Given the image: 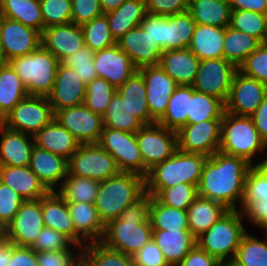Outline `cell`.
I'll return each instance as SVG.
<instances>
[{"label": "cell", "mask_w": 267, "mask_h": 266, "mask_svg": "<svg viewBox=\"0 0 267 266\" xmlns=\"http://www.w3.org/2000/svg\"><path fill=\"white\" fill-rule=\"evenodd\" d=\"M225 28L197 24L189 49L200 59H218L223 56Z\"/></svg>", "instance_id": "34"}, {"label": "cell", "mask_w": 267, "mask_h": 266, "mask_svg": "<svg viewBox=\"0 0 267 266\" xmlns=\"http://www.w3.org/2000/svg\"><path fill=\"white\" fill-rule=\"evenodd\" d=\"M197 196L198 188L196 185L180 183L164 188L156 198L166 206L187 211Z\"/></svg>", "instance_id": "51"}, {"label": "cell", "mask_w": 267, "mask_h": 266, "mask_svg": "<svg viewBox=\"0 0 267 266\" xmlns=\"http://www.w3.org/2000/svg\"><path fill=\"white\" fill-rule=\"evenodd\" d=\"M228 211L224 204L198 195L187 209L189 231L197 239Z\"/></svg>", "instance_id": "31"}, {"label": "cell", "mask_w": 267, "mask_h": 266, "mask_svg": "<svg viewBox=\"0 0 267 266\" xmlns=\"http://www.w3.org/2000/svg\"><path fill=\"white\" fill-rule=\"evenodd\" d=\"M100 181L68 174L57 193L66 203H93L98 195Z\"/></svg>", "instance_id": "43"}, {"label": "cell", "mask_w": 267, "mask_h": 266, "mask_svg": "<svg viewBox=\"0 0 267 266\" xmlns=\"http://www.w3.org/2000/svg\"><path fill=\"white\" fill-rule=\"evenodd\" d=\"M0 166H29L34 147L32 135L6 128L0 123Z\"/></svg>", "instance_id": "25"}, {"label": "cell", "mask_w": 267, "mask_h": 266, "mask_svg": "<svg viewBox=\"0 0 267 266\" xmlns=\"http://www.w3.org/2000/svg\"><path fill=\"white\" fill-rule=\"evenodd\" d=\"M141 28L149 34L155 43L165 51V16L146 13L140 23Z\"/></svg>", "instance_id": "61"}, {"label": "cell", "mask_w": 267, "mask_h": 266, "mask_svg": "<svg viewBox=\"0 0 267 266\" xmlns=\"http://www.w3.org/2000/svg\"><path fill=\"white\" fill-rule=\"evenodd\" d=\"M232 10H248L266 14L265 0H228Z\"/></svg>", "instance_id": "66"}, {"label": "cell", "mask_w": 267, "mask_h": 266, "mask_svg": "<svg viewBox=\"0 0 267 266\" xmlns=\"http://www.w3.org/2000/svg\"><path fill=\"white\" fill-rule=\"evenodd\" d=\"M75 231L86 241L101 242L105 233V225L100 220L93 203H67Z\"/></svg>", "instance_id": "30"}, {"label": "cell", "mask_w": 267, "mask_h": 266, "mask_svg": "<svg viewBox=\"0 0 267 266\" xmlns=\"http://www.w3.org/2000/svg\"><path fill=\"white\" fill-rule=\"evenodd\" d=\"M265 2H266V15H267V0H265Z\"/></svg>", "instance_id": "71"}, {"label": "cell", "mask_w": 267, "mask_h": 266, "mask_svg": "<svg viewBox=\"0 0 267 266\" xmlns=\"http://www.w3.org/2000/svg\"><path fill=\"white\" fill-rule=\"evenodd\" d=\"M72 244L78 249H83V246L74 244L63 233L57 232L52 228L44 227L30 248L35 252L69 250L73 247Z\"/></svg>", "instance_id": "55"}, {"label": "cell", "mask_w": 267, "mask_h": 266, "mask_svg": "<svg viewBox=\"0 0 267 266\" xmlns=\"http://www.w3.org/2000/svg\"><path fill=\"white\" fill-rule=\"evenodd\" d=\"M267 199V164L253 165L249 168L244 186V195L240 211H243L253 201Z\"/></svg>", "instance_id": "50"}, {"label": "cell", "mask_w": 267, "mask_h": 266, "mask_svg": "<svg viewBox=\"0 0 267 266\" xmlns=\"http://www.w3.org/2000/svg\"><path fill=\"white\" fill-rule=\"evenodd\" d=\"M260 44L261 42L254 36L227 26L223 41V56L238 68Z\"/></svg>", "instance_id": "39"}, {"label": "cell", "mask_w": 267, "mask_h": 266, "mask_svg": "<svg viewBox=\"0 0 267 266\" xmlns=\"http://www.w3.org/2000/svg\"><path fill=\"white\" fill-rule=\"evenodd\" d=\"M136 141L148 171L156 164L170 158L178 150L177 132L159 123L143 125L136 132Z\"/></svg>", "instance_id": "11"}, {"label": "cell", "mask_w": 267, "mask_h": 266, "mask_svg": "<svg viewBox=\"0 0 267 266\" xmlns=\"http://www.w3.org/2000/svg\"><path fill=\"white\" fill-rule=\"evenodd\" d=\"M12 257V243L0 234V266H9Z\"/></svg>", "instance_id": "67"}, {"label": "cell", "mask_w": 267, "mask_h": 266, "mask_svg": "<svg viewBox=\"0 0 267 266\" xmlns=\"http://www.w3.org/2000/svg\"><path fill=\"white\" fill-rule=\"evenodd\" d=\"M34 145L58 154L67 160L76 152L80 142L55 118L34 136Z\"/></svg>", "instance_id": "29"}, {"label": "cell", "mask_w": 267, "mask_h": 266, "mask_svg": "<svg viewBox=\"0 0 267 266\" xmlns=\"http://www.w3.org/2000/svg\"><path fill=\"white\" fill-rule=\"evenodd\" d=\"M219 266H242L235 259L219 261Z\"/></svg>", "instance_id": "69"}, {"label": "cell", "mask_w": 267, "mask_h": 266, "mask_svg": "<svg viewBox=\"0 0 267 266\" xmlns=\"http://www.w3.org/2000/svg\"><path fill=\"white\" fill-rule=\"evenodd\" d=\"M251 117L262 140L267 145V96Z\"/></svg>", "instance_id": "65"}, {"label": "cell", "mask_w": 267, "mask_h": 266, "mask_svg": "<svg viewBox=\"0 0 267 266\" xmlns=\"http://www.w3.org/2000/svg\"><path fill=\"white\" fill-rule=\"evenodd\" d=\"M207 158L202 154L185 153L178 149L170 158L149 170L145 177V193L156 197L164 188L180 183L198 187Z\"/></svg>", "instance_id": "4"}, {"label": "cell", "mask_w": 267, "mask_h": 266, "mask_svg": "<svg viewBox=\"0 0 267 266\" xmlns=\"http://www.w3.org/2000/svg\"><path fill=\"white\" fill-rule=\"evenodd\" d=\"M0 16L19 21L40 33L44 29L39 0H0Z\"/></svg>", "instance_id": "38"}, {"label": "cell", "mask_w": 267, "mask_h": 266, "mask_svg": "<svg viewBox=\"0 0 267 266\" xmlns=\"http://www.w3.org/2000/svg\"><path fill=\"white\" fill-rule=\"evenodd\" d=\"M98 144L112 155L120 172L147 176L149 171L144 166L136 133L104 127Z\"/></svg>", "instance_id": "10"}, {"label": "cell", "mask_w": 267, "mask_h": 266, "mask_svg": "<svg viewBox=\"0 0 267 266\" xmlns=\"http://www.w3.org/2000/svg\"><path fill=\"white\" fill-rule=\"evenodd\" d=\"M149 216L150 195L145 193L105 226L101 242L112 250L133 256L152 240Z\"/></svg>", "instance_id": "2"}, {"label": "cell", "mask_w": 267, "mask_h": 266, "mask_svg": "<svg viewBox=\"0 0 267 266\" xmlns=\"http://www.w3.org/2000/svg\"><path fill=\"white\" fill-rule=\"evenodd\" d=\"M77 256L72 249L36 252L38 266H83V249L78 250Z\"/></svg>", "instance_id": "57"}, {"label": "cell", "mask_w": 267, "mask_h": 266, "mask_svg": "<svg viewBox=\"0 0 267 266\" xmlns=\"http://www.w3.org/2000/svg\"><path fill=\"white\" fill-rule=\"evenodd\" d=\"M252 165L245 159L220 151L208 157L199 183L198 195L236 210L242 202L245 178Z\"/></svg>", "instance_id": "1"}, {"label": "cell", "mask_w": 267, "mask_h": 266, "mask_svg": "<svg viewBox=\"0 0 267 266\" xmlns=\"http://www.w3.org/2000/svg\"><path fill=\"white\" fill-rule=\"evenodd\" d=\"M42 218L44 227L63 233L74 244L83 247L87 244L75 231L68 205L57 191L48 192L42 197Z\"/></svg>", "instance_id": "24"}, {"label": "cell", "mask_w": 267, "mask_h": 266, "mask_svg": "<svg viewBox=\"0 0 267 266\" xmlns=\"http://www.w3.org/2000/svg\"><path fill=\"white\" fill-rule=\"evenodd\" d=\"M177 266H219V261L196 244Z\"/></svg>", "instance_id": "63"}, {"label": "cell", "mask_w": 267, "mask_h": 266, "mask_svg": "<svg viewBox=\"0 0 267 266\" xmlns=\"http://www.w3.org/2000/svg\"><path fill=\"white\" fill-rule=\"evenodd\" d=\"M23 202L13 189L0 182V233L13 220Z\"/></svg>", "instance_id": "56"}, {"label": "cell", "mask_w": 267, "mask_h": 266, "mask_svg": "<svg viewBox=\"0 0 267 266\" xmlns=\"http://www.w3.org/2000/svg\"><path fill=\"white\" fill-rule=\"evenodd\" d=\"M0 63H3V51H2L1 34H0Z\"/></svg>", "instance_id": "70"}, {"label": "cell", "mask_w": 267, "mask_h": 266, "mask_svg": "<svg viewBox=\"0 0 267 266\" xmlns=\"http://www.w3.org/2000/svg\"><path fill=\"white\" fill-rule=\"evenodd\" d=\"M83 266H135L133 256L112 250L102 242L83 247Z\"/></svg>", "instance_id": "44"}, {"label": "cell", "mask_w": 267, "mask_h": 266, "mask_svg": "<svg viewBox=\"0 0 267 266\" xmlns=\"http://www.w3.org/2000/svg\"><path fill=\"white\" fill-rule=\"evenodd\" d=\"M7 63L25 85L28 95L48 97L51 94L60 61L42 45Z\"/></svg>", "instance_id": "6"}, {"label": "cell", "mask_w": 267, "mask_h": 266, "mask_svg": "<svg viewBox=\"0 0 267 266\" xmlns=\"http://www.w3.org/2000/svg\"><path fill=\"white\" fill-rule=\"evenodd\" d=\"M133 259L135 266H170L153 240L136 252Z\"/></svg>", "instance_id": "60"}, {"label": "cell", "mask_w": 267, "mask_h": 266, "mask_svg": "<svg viewBox=\"0 0 267 266\" xmlns=\"http://www.w3.org/2000/svg\"><path fill=\"white\" fill-rule=\"evenodd\" d=\"M126 0H99L104 14L116 10Z\"/></svg>", "instance_id": "68"}, {"label": "cell", "mask_w": 267, "mask_h": 266, "mask_svg": "<svg viewBox=\"0 0 267 266\" xmlns=\"http://www.w3.org/2000/svg\"><path fill=\"white\" fill-rule=\"evenodd\" d=\"M71 21L82 25L103 15L99 0H71Z\"/></svg>", "instance_id": "58"}, {"label": "cell", "mask_w": 267, "mask_h": 266, "mask_svg": "<svg viewBox=\"0 0 267 266\" xmlns=\"http://www.w3.org/2000/svg\"><path fill=\"white\" fill-rule=\"evenodd\" d=\"M190 0H145L146 12L159 16H171L188 11Z\"/></svg>", "instance_id": "59"}, {"label": "cell", "mask_w": 267, "mask_h": 266, "mask_svg": "<svg viewBox=\"0 0 267 266\" xmlns=\"http://www.w3.org/2000/svg\"><path fill=\"white\" fill-rule=\"evenodd\" d=\"M94 51L84 45L73 54L64 58L60 63L67 68L73 69L78 77L87 85L97 77L93 63Z\"/></svg>", "instance_id": "52"}, {"label": "cell", "mask_w": 267, "mask_h": 266, "mask_svg": "<svg viewBox=\"0 0 267 266\" xmlns=\"http://www.w3.org/2000/svg\"><path fill=\"white\" fill-rule=\"evenodd\" d=\"M228 0H190L188 12L196 24L226 28L230 24Z\"/></svg>", "instance_id": "35"}, {"label": "cell", "mask_w": 267, "mask_h": 266, "mask_svg": "<svg viewBox=\"0 0 267 266\" xmlns=\"http://www.w3.org/2000/svg\"><path fill=\"white\" fill-rule=\"evenodd\" d=\"M44 228L42 198L26 200L13 220L0 233L15 246L30 247Z\"/></svg>", "instance_id": "13"}, {"label": "cell", "mask_w": 267, "mask_h": 266, "mask_svg": "<svg viewBox=\"0 0 267 266\" xmlns=\"http://www.w3.org/2000/svg\"><path fill=\"white\" fill-rule=\"evenodd\" d=\"M138 71L144 78L149 114L157 123L164 116L169 98L178 85L160 65L143 66Z\"/></svg>", "instance_id": "18"}, {"label": "cell", "mask_w": 267, "mask_h": 266, "mask_svg": "<svg viewBox=\"0 0 267 266\" xmlns=\"http://www.w3.org/2000/svg\"><path fill=\"white\" fill-rule=\"evenodd\" d=\"M9 266H38L36 252L30 247H19L12 243V257Z\"/></svg>", "instance_id": "64"}, {"label": "cell", "mask_w": 267, "mask_h": 266, "mask_svg": "<svg viewBox=\"0 0 267 266\" xmlns=\"http://www.w3.org/2000/svg\"><path fill=\"white\" fill-rule=\"evenodd\" d=\"M86 93V84L71 68L61 63L58 66L51 94L48 96L53 113L66 108L82 105Z\"/></svg>", "instance_id": "20"}, {"label": "cell", "mask_w": 267, "mask_h": 266, "mask_svg": "<svg viewBox=\"0 0 267 266\" xmlns=\"http://www.w3.org/2000/svg\"><path fill=\"white\" fill-rule=\"evenodd\" d=\"M117 93L126 101L131 114L137 117L143 125L156 123L149 114L145 82L139 71L119 86Z\"/></svg>", "instance_id": "32"}, {"label": "cell", "mask_w": 267, "mask_h": 266, "mask_svg": "<svg viewBox=\"0 0 267 266\" xmlns=\"http://www.w3.org/2000/svg\"><path fill=\"white\" fill-rule=\"evenodd\" d=\"M93 63L97 77L105 79L116 89L138 71L129 56L117 44L96 51Z\"/></svg>", "instance_id": "19"}, {"label": "cell", "mask_w": 267, "mask_h": 266, "mask_svg": "<svg viewBox=\"0 0 267 266\" xmlns=\"http://www.w3.org/2000/svg\"><path fill=\"white\" fill-rule=\"evenodd\" d=\"M191 99V86L178 85L169 98L168 107L164 116L157 122L167 129L178 131L187 125Z\"/></svg>", "instance_id": "40"}, {"label": "cell", "mask_w": 267, "mask_h": 266, "mask_svg": "<svg viewBox=\"0 0 267 266\" xmlns=\"http://www.w3.org/2000/svg\"><path fill=\"white\" fill-rule=\"evenodd\" d=\"M3 62L32 53L41 45V33L19 21L0 16Z\"/></svg>", "instance_id": "17"}, {"label": "cell", "mask_w": 267, "mask_h": 266, "mask_svg": "<svg viewBox=\"0 0 267 266\" xmlns=\"http://www.w3.org/2000/svg\"><path fill=\"white\" fill-rule=\"evenodd\" d=\"M146 13L145 0H126L116 10L106 13L113 38L117 41L129 30L139 26Z\"/></svg>", "instance_id": "33"}, {"label": "cell", "mask_w": 267, "mask_h": 266, "mask_svg": "<svg viewBox=\"0 0 267 266\" xmlns=\"http://www.w3.org/2000/svg\"><path fill=\"white\" fill-rule=\"evenodd\" d=\"M267 96V86L237 71L233 77L225 112L251 116Z\"/></svg>", "instance_id": "16"}, {"label": "cell", "mask_w": 267, "mask_h": 266, "mask_svg": "<svg viewBox=\"0 0 267 266\" xmlns=\"http://www.w3.org/2000/svg\"><path fill=\"white\" fill-rule=\"evenodd\" d=\"M152 240L170 266H177L197 244L189 230H153Z\"/></svg>", "instance_id": "28"}, {"label": "cell", "mask_w": 267, "mask_h": 266, "mask_svg": "<svg viewBox=\"0 0 267 266\" xmlns=\"http://www.w3.org/2000/svg\"><path fill=\"white\" fill-rule=\"evenodd\" d=\"M119 172L112 155L98 143L81 144L68 159L70 175L103 181Z\"/></svg>", "instance_id": "9"}, {"label": "cell", "mask_w": 267, "mask_h": 266, "mask_svg": "<svg viewBox=\"0 0 267 266\" xmlns=\"http://www.w3.org/2000/svg\"><path fill=\"white\" fill-rule=\"evenodd\" d=\"M44 28L66 25L71 21V0H39Z\"/></svg>", "instance_id": "53"}, {"label": "cell", "mask_w": 267, "mask_h": 266, "mask_svg": "<svg viewBox=\"0 0 267 266\" xmlns=\"http://www.w3.org/2000/svg\"><path fill=\"white\" fill-rule=\"evenodd\" d=\"M85 45L96 52L116 44L109 29V22L105 14L81 25Z\"/></svg>", "instance_id": "49"}, {"label": "cell", "mask_w": 267, "mask_h": 266, "mask_svg": "<svg viewBox=\"0 0 267 266\" xmlns=\"http://www.w3.org/2000/svg\"><path fill=\"white\" fill-rule=\"evenodd\" d=\"M222 120L187 124L177 131L178 149L185 153L212 156L219 151Z\"/></svg>", "instance_id": "14"}, {"label": "cell", "mask_w": 267, "mask_h": 266, "mask_svg": "<svg viewBox=\"0 0 267 266\" xmlns=\"http://www.w3.org/2000/svg\"><path fill=\"white\" fill-rule=\"evenodd\" d=\"M242 211L229 210L197 238V245L218 261L234 259L246 233Z\"/></svg>", "instance_id": "7"}, {"label": "cell", "mask_w": 267, "mask_h": 266, "mask_svg": "<svg viewBox=\"0 0 267 266\" xmlns=\"http://www.w3.org/2000/svg\"><path fill=\"white\" fill-rule=\"evenodd\" d=\"M196 25L188 11L165 16V51L189 48Z\"/></svg>", "instance_id": "36"}, {"label": "cell", "mask_w": 267, "mask_h": 266, "mask_svg": "<svg viewBox=\"0 0 267 266\" xmlns=\"http://www.w3.org/2000/svg\"><path fill=\"white\" fill-rule=\"evenodd\" d=\"M117 89L101 77H96L86 85L83 104L92 112L101 116L107 111Z\"/></svg>", "instance_id": "48"}, {"label": "cell", "mask_w": 267, "mask_h": 266, "mask_svg": "<svg viewBox=\"0 0 267 266\" xmlns=\"http://www.w3.org/2000/svg\"><path fill=\"white\" fill-rule=\"evenodd\" d=\"M29 168L49 192L56 191L54 188L57 187V184L60 185V188L68 175V160L61 155L34 145Z\"/></svg>", "instance_id": "23"}, {"label": "cell", "mask_w": 267, "mask_h": 266, "mask_svg": "<svg viewBox=\"0 0 267 266\" xmlns=\"http://www.w3.org/2000/svg\"><path fill=\"white\" fill-rule=\"evenodd\" d=\"M41 45L61 62L85 45L82 27L69 23L44 28Z\"/></svg>", "instance_id": "21"}, {"label": "cell", "mask_w": 267, "mask_h": 266, "mask_svg": "<svg viewBox=\"0 0 267 266\" xmlns=\"http://www.w3.org/2000/svg\"><path fill=\"white\" fill-rule=\"evenodd\" d=\"M267 238V231H265ZM234 259L242 266H267V240L244 234Z\"/></svg>", "instance_id": "47"}, {"label": "cell", "mask_w": 267, "mask_h": 266, "mask_svg": "<svg viewBox=\"0 0 267 266\" xmlns=\"http://www.w3.org/2000/svg\"><path fill=\"white\" fill-rule=\"evenodd\" d=\"M0 182L24 201L40 199L49 192L29 166H0Z\"/></svg>", "instance_id": "26"}, {"label": "cell", "mask_w": 267, "mask_h": 266, "mask_svg": "<svg viewBox=\"0 0 267 266\" xmlns=\"http://www.w3.org/2000/svg\"><path fill=\"white\" fill-rule=\"evenodd\" d=\"M237 71L238 68L225 58L200 60L193 89L225 104Z\"/></svg>", "instance_id": "12"}, {"label": "cell", "mask_w": 267, "mask_h": 266, "mask_svg": "<svg viewBox=\"0 0 267 266\" xmlns=\"http://www.w3.org/2000/svg\"><path fill=\"white\" fill-rule=\"evenodd\" d=\"M242 214L253 225L267 231V199L253 201L242 211Z\"/></svg>", "instance_id": "62"}, {"label": "cell", "mask_w": 267, "mask_h": 266, "mask_svg": "<svg viewBox=\"0 0 267 266\" xmlns=\"http://www.w3.org/2000/svg\"><path fill=\"white\" fill-rule=\"evenodd\" d=\"M54 118L80 144L98 143L104 129L103 116L92 112L84 104L66 107L54 113Z\"/></svg>", "instance_id": "15"}, {"label": "cell", "mask_w": 267, "mask_h": 266, "mask_svg": "<svg viewBox=\"0 0 267 266\" xmlns=\"http://www.w3.org/2000/svg\"><path fill=\"white\" fill-rule=\"evenodd\" d=\"M231 28L257 38L261 43L267 42V15L248 10H232Z\"/></svg>", "instance_id": "46"}, {"label": "cell", "mask_w": 267, "mask_h": 266, "mask_svg": "<svg viewBox=\"0 0 267 266\" xmlns=\"http://www.w3.org/2000/svg\"><path fill=\"white\" fill-rule=\"evenodd\" d=\"M149 220L153 230H189L187 211L162 204L150 196Z\"/></svg>", "instance_id": "41"}, {"label": "cell", "mask_w": 267, "mask_h": 266, "mask_svg": "<svg viewBox=\"0 0 267 266\" xmlns=\"http://www.w3.org/2000/svg\"><path fill=\"white\" fill-rule=\"evenodd\" d=\"M27 96L26 87L17 73L8 63H0V122Z\"/></svg>", "instance_id": "37"}, {"label": "cell", "mask_w": 267, "mask_h": 266, "mask_svg": "<svg viewBox=\"0 0 267 266\" xmlns=\"http://www.w3.org/2000/svg\"><path fill=\"white\" fill-rule=\"evenodd\" d=\"M104 127L136 133L143 124L129 111L126 101L116 92L103 115Z\"/></svg>", "instance_id": "45"}, {"label": "cell", "mask_w": 267, "mask_h": 266, "mask_svg": "<svg viewBox=\"0 0 267 266\" xmlns=\"http://www.w3.org/2000/svg\"><path fill=\"white\" fill-rule=\"evenodd\" d=\"M200 59L189 49L162 52L159 65L177 85L192 86L198 71Z\"/></svg>", "instance_id": "27"}, {"label": "cell", "mask_w": 267, "mask_h": 266, "mask_svg": "<svg viewBox=\"0 0 267 266\" xmlns=\"http://www.w3.org/2000/svg\"><path fill=\"white\" fill-rule=\"evenodd\" d=\"M225 112V104L210 95L197 92L191 86V99L187 124H195L201 121L222 120Z\"/></svg>", "instance_id": "42"}, {"label": "cell", "mask_w": 267, "mask_h": 266, "mask_svg": "<svg viewBox=\"0 0 267 266\" xmlns=\"http://www.w3.org/2000/svg\"><path fill=\"white\" fill-rule=\"evenodd\" d=\"M144 194L143 176L131 172H119L113 177L100 181L94 205L100 220L106 226Z\"/></svg>", "instance_id": "3"}, {"label": "cell", "mask_w": 267, "mask_h": 266, "mask_svg": "<svg viewBox=\"0 0 267 266\" xmlns=\"http://www.w3.org/2000/svg\"><path fill=\"white\" fill-rule=\"evenodd\" d=\"M116 44L129 56L138 69L160 63L161 48L140 25L129 30L117 40Z\"/></svg>", "instance_id": "22"}, {"label": "cell", "mask_w": 267, "mask_h": 266, "mask_svg": "<svg viewBox=\"0 0 267 266\" xmlns=\"http://www.w3.org/2000/svg\"><path fill=\"white\" fill-rule=\"evenodd\" d=\"M238 71L267 86V42L261 43L238 67Z\"/></svg>", "instance_id": "54"}, {"label": "cell", "mask_w": 267, "mask_h": 266, "mask_svg": "<svg viewBox=\"0 0 267 266\" xmlns=\"http://www.w3.org/2000/svg\"><path fill=\"white\" fill-rule=\"evenodd\" d=\"M267 148L256 129L251 116H238L224 112L221 123V143L219 151L245 159L253 165L267 164V157L257 164L253 163V157L257 152Z\"/></svg>", "instance_id": "5"}, {"label": "cell", "mask_w": 267, "mask_h": 266, "mask_svg": "<svg viewBox=\"0 0 267 266\" xmlns=\"http://www.w3.org/2000/svg\"><path fill=\"white\" fill-rule=\"evenodd\" d=\"M53 118L48 97L28 95L0 123L10 130L34 136Z\"/></svg>", "instance_id": "8"}]
</instances>
